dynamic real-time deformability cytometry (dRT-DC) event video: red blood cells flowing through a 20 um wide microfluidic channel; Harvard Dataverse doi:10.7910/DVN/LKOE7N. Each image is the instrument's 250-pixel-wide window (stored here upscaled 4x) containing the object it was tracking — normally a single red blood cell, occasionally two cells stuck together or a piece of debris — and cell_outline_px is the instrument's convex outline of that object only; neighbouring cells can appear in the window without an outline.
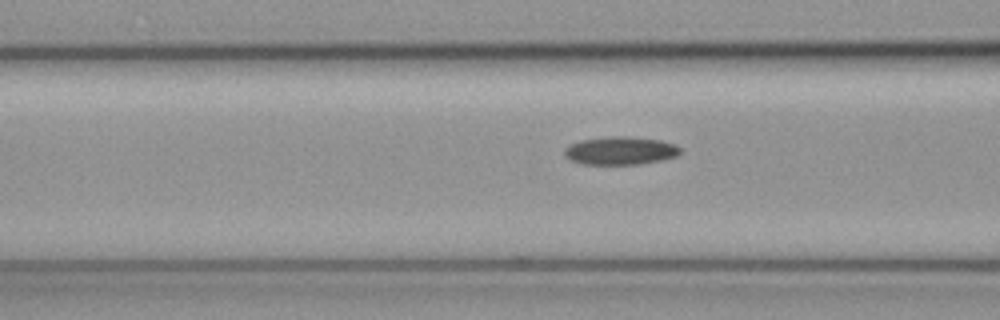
{"species": "common noctule bat (a hibernating species)", "species_latin": "Nyctalus noctula", "temperature_condition": "cold", "stored_images_in_passage": 31, "camera_frame_rate_fps": 3000, "um_per_image_px": 0.085, "animal": {"sex": "female", "body_mass_g": 19.3, "forearm_length_mm": 54.1}, "frame": {"image": 1, "passage_image": 19, "time_ms": 6.0, "image_size_px": [1000, 320], "cell_outline_px": [[680, 152], [676, 156], [660, 160], [636, 164], [584, 164], [572, 160], [564, 156], [564, 148], [568, 144], [580, 140], [608, 136], [628, 136], [660, 140], [676, 144], [680, 148]], "centroid_in_image_um": [52.7, 12.79], "position_along_channel_um": 113.9, "area_um2": 18.96}}
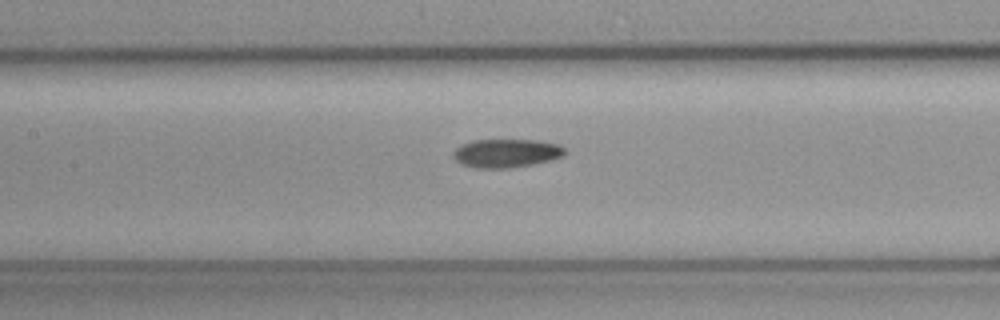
{"frame": {"image": 2, "passage_image": 23, "time_ms": 7.333, "image_size_px": [1000, 320], "cell_outline_px": [[564, 156], [552, 160], [532, 164], [508, 168], [476, 168], [460, 164], [452, 156], [452, 152], [460, 144], [472, 140], [540, 140], [560, 144], [564, 148]], "centroid_in_image_um": [43.02, 13.01], "position_along_channel_um": 164.4, "area_um2": 18.79}}